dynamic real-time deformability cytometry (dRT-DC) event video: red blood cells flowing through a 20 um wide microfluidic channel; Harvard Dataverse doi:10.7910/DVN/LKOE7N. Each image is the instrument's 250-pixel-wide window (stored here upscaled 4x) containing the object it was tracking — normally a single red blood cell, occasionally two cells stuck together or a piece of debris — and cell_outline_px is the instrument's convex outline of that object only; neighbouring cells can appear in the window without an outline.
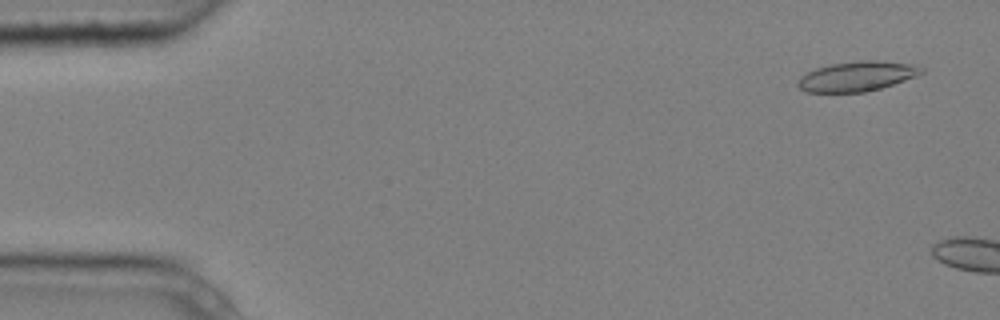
{"species": "common noctule bat (a hibernating species)", "species_latin": "Nyctalus noctula", "temperature_condition": "cold", "stored_images_in_passage": 2, "camera_frame_rate_fps": 3000, "um_per_image_px": 0.085, "animal": {"sex": "male", "body_mass_g": 20.4}, "frame": {"image": 1, "passage_image": 1, "time_ms": 0.0, "image_size_px": [1000, 320], "cell_outline_px": [[924, 72], [916, 76], [880, 88], [864, 92], [804, 92], [796, 84], [800, 76], [816, 68], [828, 64], [856, 60], [876, 60], [920, 64], [924, 68]], "centroid_in_image_um": [72.86, 6.46], "position_along_channel_um": 12.1, "area_um2": 21.79}}